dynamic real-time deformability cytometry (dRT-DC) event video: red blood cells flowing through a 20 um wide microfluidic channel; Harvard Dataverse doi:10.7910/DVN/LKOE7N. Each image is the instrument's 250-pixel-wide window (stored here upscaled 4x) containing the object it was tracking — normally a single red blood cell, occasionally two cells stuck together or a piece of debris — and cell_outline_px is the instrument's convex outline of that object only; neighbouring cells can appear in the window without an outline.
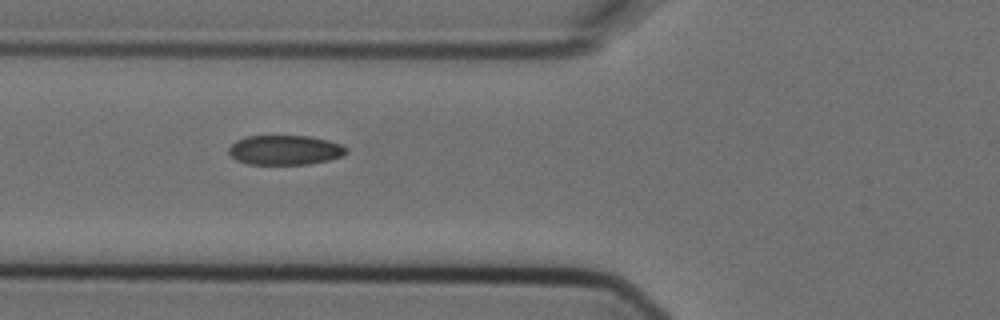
{"species": "Egyptian fruit bat (a non-hibernating species)", "species_latin": "Rousettus aegyptiacus", "temperature_condition": "cold", "stored_images_in_passage": 5, "camera_frame_rate_fps": 3000, "um_per_image_px": 0.085, "animal": {"sex": "female"}, "frame": {"image": 1, "passage_image": 4, "time_ms": 1.0, "image_size_px": [1000, 320], "cell_outline_px": [[348, 152], [344, 156], [328, 160], [308, 164], [248, 164], [236, 160], [228, 152], [228, 148], [236, 140], [248, 136], [312, 136], [328, 140], [340, 144], [348, 148]], "centroid_in_image_um": [24.25, 12.75], "position_along_channel_um": 101.6, "area_um2": 20.4}}
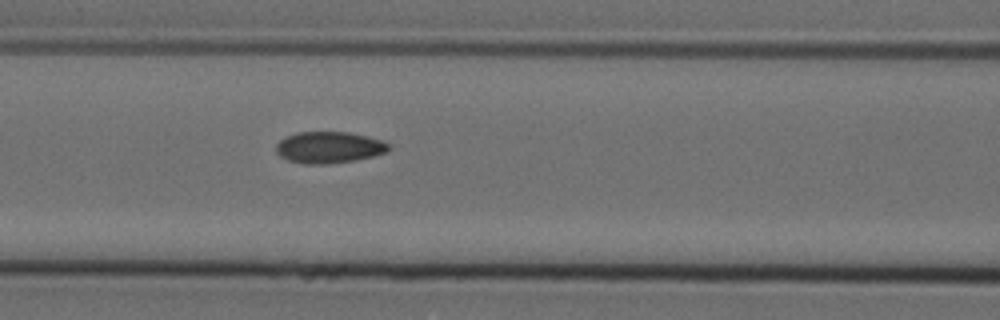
{"frame": {"image": 2, "passage_image": 5, "time_ms": 1.333, "image_size_px": [1000, 320], "cell_outline_px": [[392, 148], [388, 152], [356, 160], [328, 164], [304, 164], [288, 160], [280, 156], [276, 152], [276, 144], [280, 140], [296, 132], [348, 132], [368, 136], [384, 140]], "centroid_in_image_um": [28.0, 12.53], "position_along_channel_um": 138.6, "area_um2": 20.87}}